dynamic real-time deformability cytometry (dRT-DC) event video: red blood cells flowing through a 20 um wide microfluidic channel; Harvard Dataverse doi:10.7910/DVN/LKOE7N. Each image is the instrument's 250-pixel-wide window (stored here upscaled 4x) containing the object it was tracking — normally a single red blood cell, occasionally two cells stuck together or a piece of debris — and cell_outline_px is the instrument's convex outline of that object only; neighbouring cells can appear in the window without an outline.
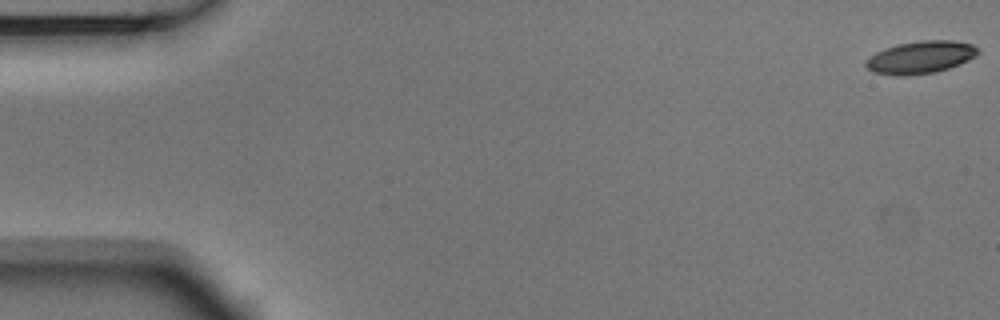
{"species": "Egyptian fruit bat (a non-hibernating species)", "species_latin": "Rousettus aegyptiacus", "temperature_condition": "room temperature", "stored_images_in_passage": 8, "camera_frame_rate_fps": 3000, "um_per_image_px": 0.085, "animal": {"sex": "male"}, "frame": {"image": 1, "passage_image": 1, "time_ms": 0.0, "image_size_px": [1000, 320], "cell_outline_px": [[980, 52], [976, 56], [960, 64], [936, 72], [904, 76], [896, 76], [872, 72], [864, 64], [876, 52], [884, 48], [896, 44], [920, 40], [952, 40], [972, 44], [980, 48]], "centroid_in_image_um": [78.27, 4.86], "position_along_channel_um": 6.7, "area_um2": 21.39}}